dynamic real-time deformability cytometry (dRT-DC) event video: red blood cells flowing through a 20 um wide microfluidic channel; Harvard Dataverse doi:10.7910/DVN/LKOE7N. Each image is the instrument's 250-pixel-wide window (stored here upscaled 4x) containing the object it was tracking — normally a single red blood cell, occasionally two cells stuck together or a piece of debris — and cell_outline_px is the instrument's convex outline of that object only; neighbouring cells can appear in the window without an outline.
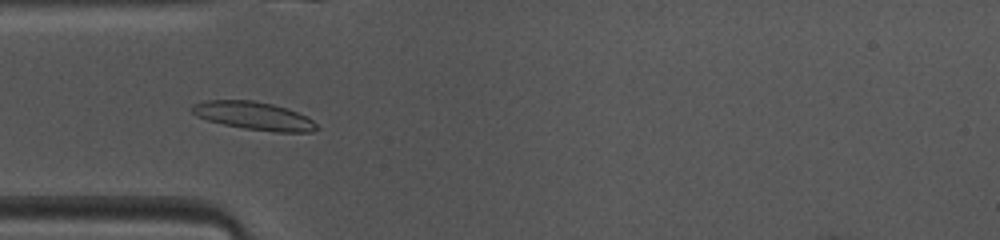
{"species": "common noctule bat (a hibernating species)", "species_latin": "Nyctalus noctula", "temperature_condition": "warm", "stored_images_in_passage": 46, "camera_frame_rate_fps": 3000, "um_per_image_px": 0.085, "animal": {"sex": "female", "body_mass_g": 10.0, "forearm_length_mm": 53.1}, "frame": {"image": 1, "passage_image": 13, "time_ms": 4.0, "image_size_px": [1000, 240], "cell_outline_px": [[320, 128], [312, 132], [276, 132], [244, 128], [224, 124], [208, 120], [196, 116], [188, 108], [192, 104], [208, 100], [252, 100], [272, 104], [296, 112], [312, 120]], "centroid_in_image_um": [21.54, 9.84], "position_along_channel_um": 63.5, "area_um2": 20.23}}
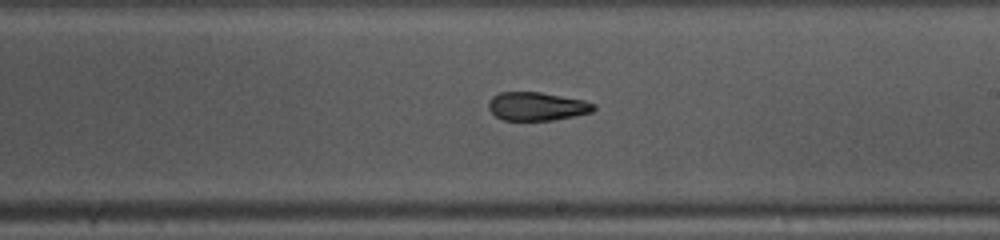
{"frame": {"image": 2, "passage_image": 26, "time_ms": 8.333, "image_size_px": [1000, 240], "cell_outline_px": [[596, 108], [592, 112], [552, 120], [504, 120], [496, 116], [488, 108], [488, 104], [492, 96], [500, 92], [540, 92], [584, 100], [596, 104]], "centroid_in_image_um": [45.64, 9.03], "position_along_channel_um": 243.4, "area_um2": 17.34}}
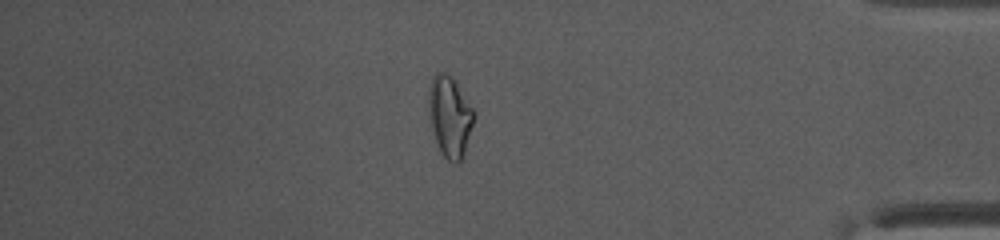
{"frame": {"image": 3, "passage_image": 40, "time_ms": 13.0, "image_size_px": [1000, 240], "cell_outline_px": [[476, 116], [464, 152], [460, 160], [456, 164], [452, 164], [440, 152], [432, 128], [428, 112], [428, 88], [432, 76], [436, 72], [444, 72], [452, 76], [476, 112]], "centroid_in_image_um": [38.23, 9.86], "position_along_channel_um": 397.0, "area_um2": 21.56}, "authors_computed_cell_mechanics": {"area_um2": 18.8717, "velocity_mm_per_s": 4.121, "shape_relaxation_time_tau1_ms": 6.3714, "shape_relaxation_time_tau2_ms": 6.3714, "deformation_change_tau1": 0.1834, "deformation_change_tau2": 0.1331}}